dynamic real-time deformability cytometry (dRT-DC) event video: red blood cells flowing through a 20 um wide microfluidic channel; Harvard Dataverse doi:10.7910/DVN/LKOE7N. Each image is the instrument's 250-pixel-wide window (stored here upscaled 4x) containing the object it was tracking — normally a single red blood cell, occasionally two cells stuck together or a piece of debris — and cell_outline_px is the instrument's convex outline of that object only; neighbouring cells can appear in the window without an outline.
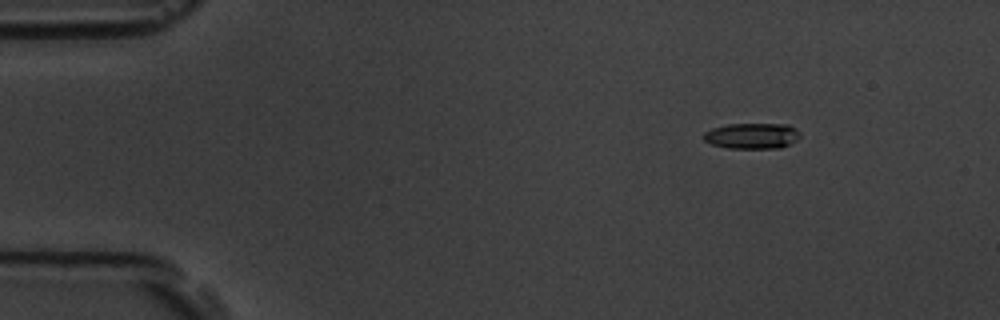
{"species": "common noctule bat (a hibernating species)", "species_latin": "Nyctalus noctula", "temperature_condition": "room temperature", "stored_images_in_passage": 7, "camera_frame_rate_fps": 3000, "um_per_image_px": 0.085, "animal": {"sex": "male", "body_mass_g": 19.5, "forearm_length_mm": 54.6}, "frame": {"image": 1, "passage_image": 1, "time_ms": 0.0, "image_size_px": [1000, 320], "cell_outline_px": [[800, 136], [796, 140], [780, 148], [728, 148], [712, 144], [704, 140], [704, 132], [712, 128], [728, 124], [788, 124], [796, 128], [800, 132]], "centroid_in_image_um": [63.94, 11.54], "position_along_channel_um": 21.1, "area_um2": 14.45}}
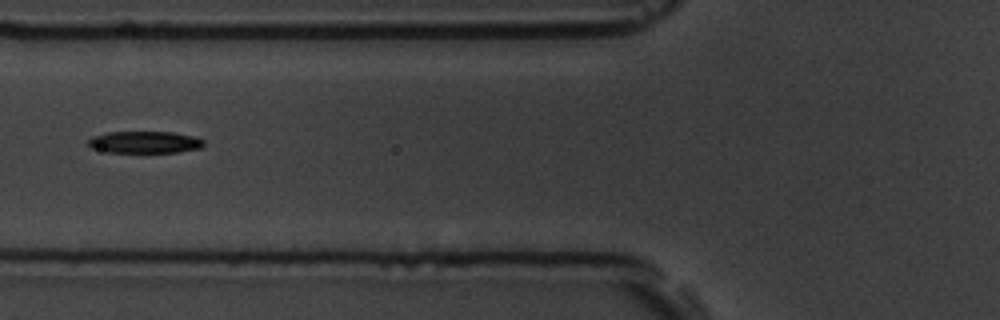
{"frame": {"image": 2, "passage_image": 5, "time_ms": 5.0, "image_size_px": [1000, 320], "cell_outline_px": [[204, 144], [200, 148], [176, 152], [108, 152], [92, 148], [88, 144], [88, 140], [92, 136], [108, 132], [172, 132], [196, 136], [204, 140]], "centroid_in_image_um": [12.31, 12.08], "position_along_channel_um": 113.5, "area_um2": 14.74}}
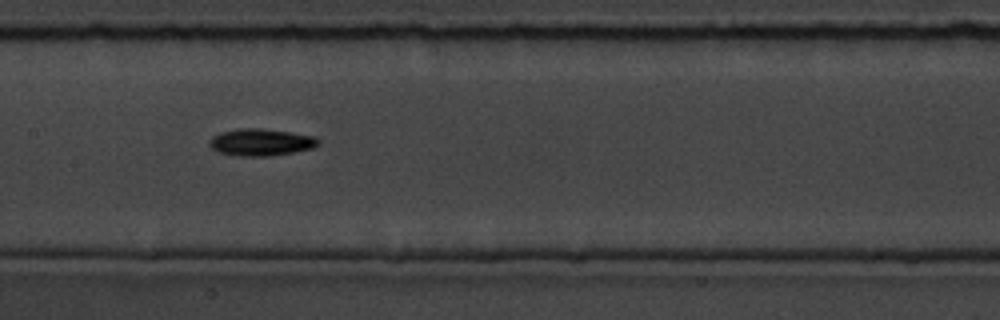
{"frame": {"image": 3, "passage_image": 7, "time_ms": 7.0, "image_size_px": [1000, 320], "cell_outline_px": [[320, 144], [312, 148], [292, 152], [268, 156], [236, 156], [216, 152], [208, 144], [208, 140], [212, 136], [220, 132], [236, 128], [260, 128], [316, 136], [320, 140]], "centroid_in_image_um": [22.13, 12.09], "position_along_channel_um": 185.3, "area_um2": 17.34}}